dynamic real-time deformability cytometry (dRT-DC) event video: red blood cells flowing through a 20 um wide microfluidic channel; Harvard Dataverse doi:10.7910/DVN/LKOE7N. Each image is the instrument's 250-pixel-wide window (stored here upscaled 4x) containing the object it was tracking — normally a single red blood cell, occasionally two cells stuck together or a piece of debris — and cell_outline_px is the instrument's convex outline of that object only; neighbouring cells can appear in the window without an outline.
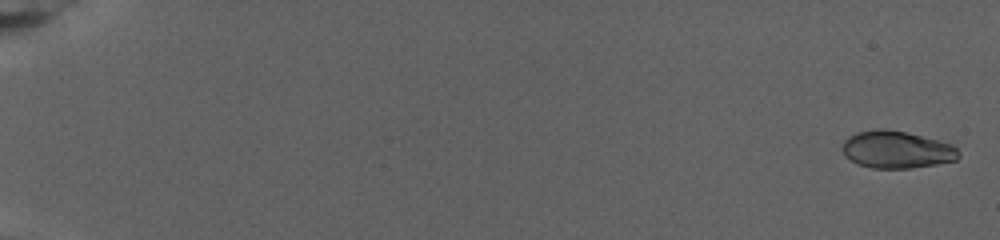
{"species": "human", "species_latin": "Homo sapiens", "temperature_condition": "warm", "stored_images_in_passage": 83, "camera_frame_rate_fps": 3000, "um_per_image_px": 0.085, "donor": {"sex": "female"}, "frame": {"image": 1, "passage_image": 2, "time_ms": 0.333, "image_size_px": [1000, 240], "cell_outline_px": [[960, 156], [956, 160], [936, 164], [912, 168], [872, 168], [860, 164], [844, 156], [844, 140], [848, 136], [856, 132], [880, 128], [884, 128], [904, 132], [952, 144], [960, 152]], "centroid_in_image_um": [76.22, 12.72], "position_along_channel_um": 8.8, "area_um2": 25.03}}
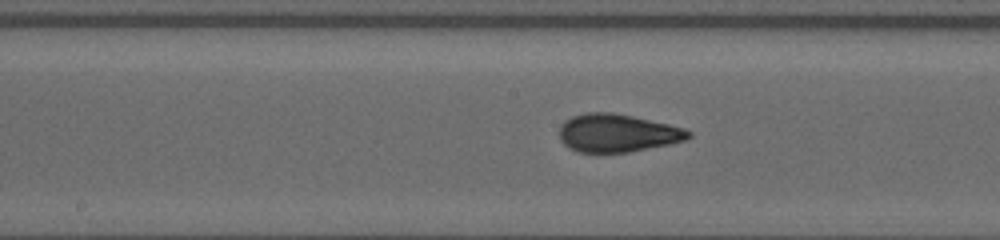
{"frame": {"image": 2, "passage_image": 47, "time_ms": 15.333, "image_size_px": [1000, 240], "cell_outline_px": [[692, 136], [684, 140], [668, 144], [628, 152], [576, 152], [568, 148], [560, 140], [560, 124], [564, 120], [572, 116], [584, 112], [612, 112], [632, 116], [668, 124], [684, 128], [692, 132]], "centroid_in_image_um": [52.43, 11.3], "position_along_channel_um": 195.8, "area_um2": 28.61}}
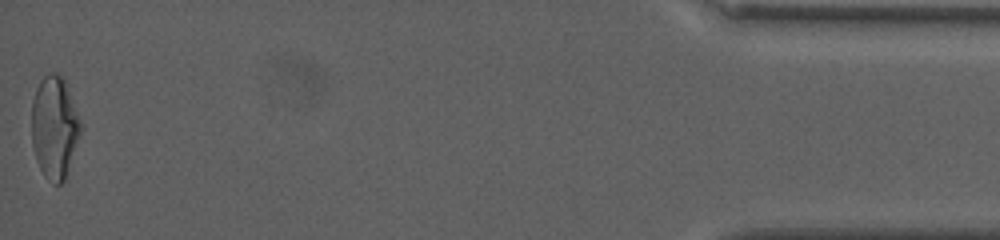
{"frame": {"image": 3, "passage_image": 83, "time_ms": 27.333, "image_size_px": [1000, 240], "cell_outline_px": [[84, 128], [64, 180], [60, 184], [52, 184], [44, 176], [36, 160], [32, 144], [32, 100], [36, 88], [40, 80], [44, 76], [52, 72], [56, 72], [64, 80]], "centroid_in_image_um": [4.64, 10.84], "position_along_channel_um": 430.6, "area_um2": 29.48}, "authors_computed_cell_mechanics": {"area_um2": 27.2816, "velocity_mm_per_s": 2.6229, "shape_relaxation_time_tau1_ms": 10.8658, "shape_relaxation_time_tau2_ms": null, "deformation_change_tau1": 0.2801, "deformation_change_tau2": null}}